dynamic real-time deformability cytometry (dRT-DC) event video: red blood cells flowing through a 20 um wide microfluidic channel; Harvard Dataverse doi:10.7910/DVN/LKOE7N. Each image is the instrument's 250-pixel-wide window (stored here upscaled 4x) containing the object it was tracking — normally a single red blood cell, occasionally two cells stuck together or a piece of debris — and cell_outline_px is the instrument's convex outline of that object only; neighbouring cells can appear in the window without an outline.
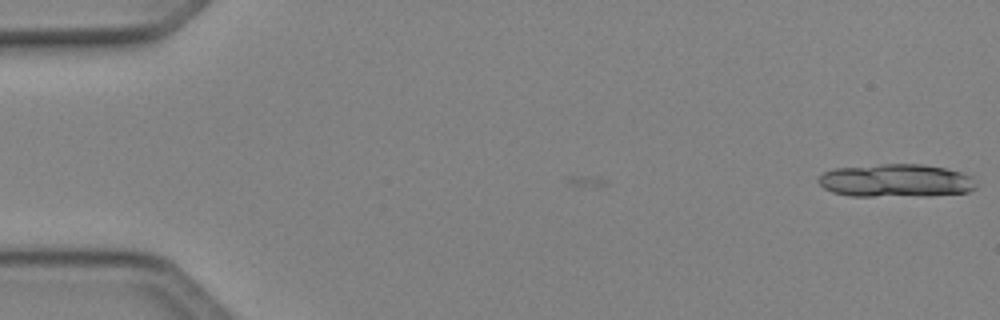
{"species": "Egyptian fruit bat (a non-hibernating species)", "species_latin": "Rousettus aegyptiacus", "temperature_condition": "cold", "stored_images_in_passage": 2, "camera_frame_rate_fps": 3000, "um_per_image_px": 0.085, "animal": {"sex": "female"}, "frame": {"image": 1, "passage_image": 2, "time_ms": 0.333, "image_size_px": [1000, 320], "cell_outline_px": [[976, 188], [968, 192], [932, 196], [848, 196], [832, 192], [824, 188], [816, 180], [824, 172], [832, 168], [880, 164], [924, 164], [944, 168], [960, 172], [972, 176]], "centroid_in_image_um": [76.13, 15.36], "position_along_channel_um": 8.9, "area_um2": 30.75}}